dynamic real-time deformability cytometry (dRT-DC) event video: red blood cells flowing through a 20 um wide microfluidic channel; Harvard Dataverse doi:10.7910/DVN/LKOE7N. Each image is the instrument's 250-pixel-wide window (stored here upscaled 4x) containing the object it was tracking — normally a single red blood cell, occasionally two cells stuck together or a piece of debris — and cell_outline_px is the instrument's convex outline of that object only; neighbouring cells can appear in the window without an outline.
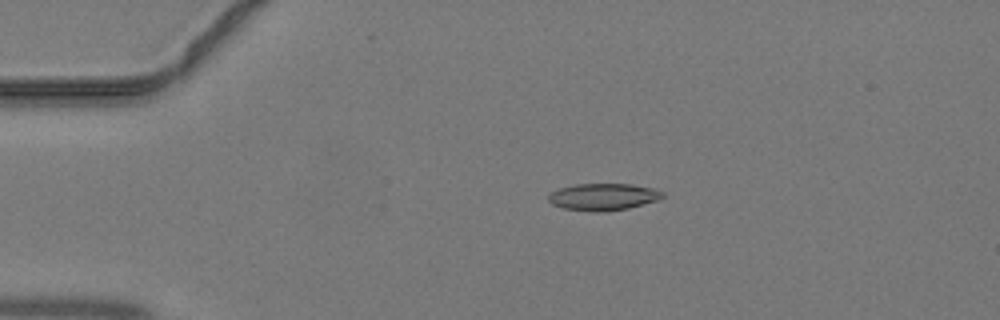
{"species": "common noctule bat (a hibernating species)", "species_latin": "Nyctalus noctula", "temperature_condition": "warm", "stored_images_in_passage": 45, "camera_frame_rate_fps": 3000, "um_per_image_px": 0.085, "animal": {"sex": "male", "body_mass_g": 19.2, "forearm_length_mm": 51.8}, "frame": {"image": 1, "passage_image": 10, "time_ms": 3.0, "image_size_px": [1000, 320], "cell_outline_px": [[664, 196], [656, 200], [628, 208], [604, 212], [596, 212], [564, 208], [552, 204], [548, 200], [548, 196], [552, 192], [560, 188], [576, 184], [632, 184], [652, 188], [664, 192]], "centroid_in_image_um": [51.27, 16.73], "position_along_channel_um": 33.7, "area_um2": 17.74}}
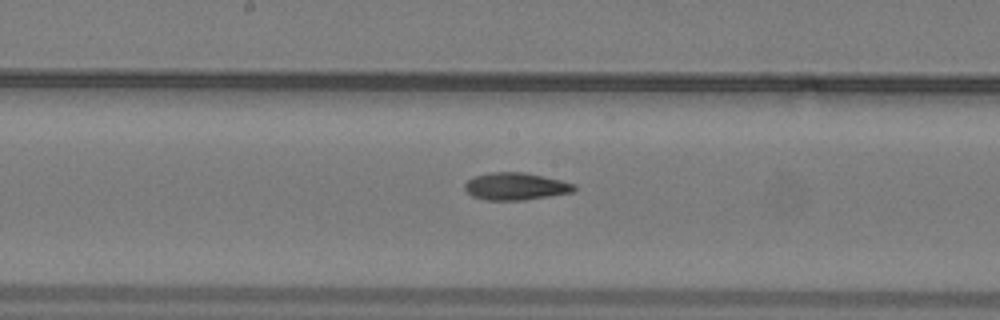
{"frame": {"image": 2, "passage_image": 24, "time_ms": 7.667, "image_size_px": [1000, 320], "cell_outline_px": [[576, 188], [572, 192], [524, 200], [484, 200], [472, 196], [464, 188], [464, 184], [472, 176], [488, 172], [524, 172], [544, 176], [576, 184]], "centroid_in_image_um": [43.8, 15.83], "position_along_channel_um": 204.4, "area_um2": 17.51}}
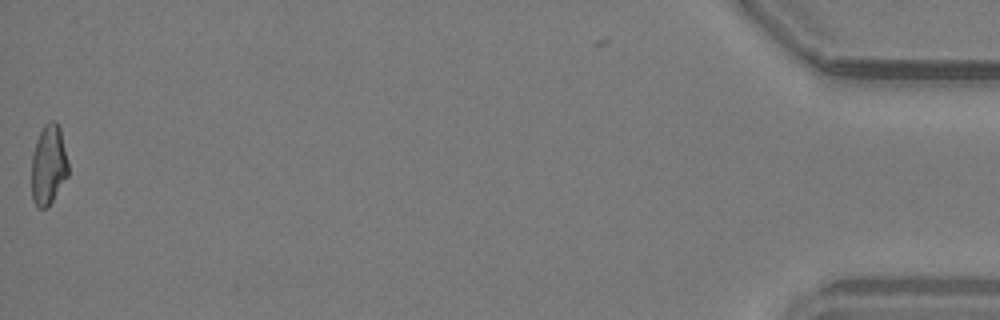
{"frame": {"image": 3, "passage_image": 45, "time_ms": 14.667, "image_size_px": [1000, 320], "cell_outline_px": [[68, 176], [48, 208], [36, 208], [32, 200], [32, 152], [36, 140], [44, 124], [48, 120], [56, 120], [60, 128], [68, 164]], "centroid_in_image_um": [4.11, 14.03], "position_along_channel_um": 431.1, "area_um2": 17.34}}